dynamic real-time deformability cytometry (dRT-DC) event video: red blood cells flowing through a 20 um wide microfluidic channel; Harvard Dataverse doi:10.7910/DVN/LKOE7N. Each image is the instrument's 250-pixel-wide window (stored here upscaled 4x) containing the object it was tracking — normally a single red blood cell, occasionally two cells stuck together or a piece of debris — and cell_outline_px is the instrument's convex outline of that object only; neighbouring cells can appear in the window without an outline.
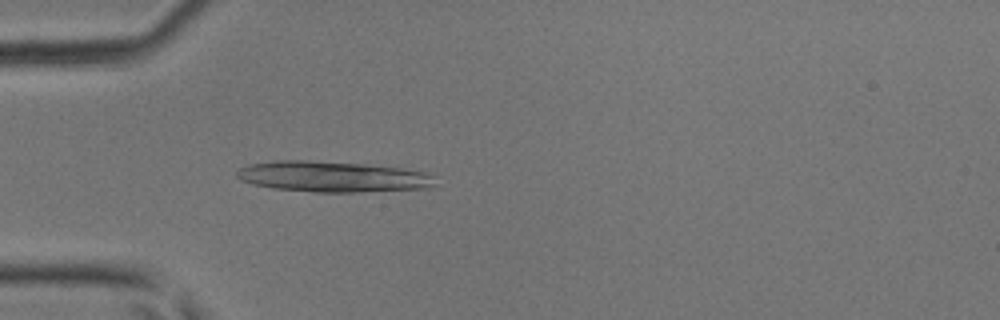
{"species": "common noctule bat (a hibernating species)", "species_latin": "Nyctalus noctula", "temperature_condition": "room temperature", "stored_images_in_passage": 16, "camera_frame_rate_fps": 3000, "um_per_image_px": 0.085, "animal": {"sex": "male", "body_mass_g": 17.9, "forearm_length_mm": 54.2}, "frame": {"image": 1, "passage_image": 10, "time_ms": 3.0, "image_size_px": [1000, 320], "cell_outline_px": [[436, 184], [428, 188], [356, 192], [312, 192], [272, 188], [252, 184], [240, 180], [236, 176], [236, 172], [240, 168], [248, 164], [276, 160], [304, 160], [364, 164], [404, 168], [424, 172], [432, 176]], "centroid_in_image_um": [28.23, 15.01], "position_along_channel_um": 56.8, "area_um2": 35.66}}